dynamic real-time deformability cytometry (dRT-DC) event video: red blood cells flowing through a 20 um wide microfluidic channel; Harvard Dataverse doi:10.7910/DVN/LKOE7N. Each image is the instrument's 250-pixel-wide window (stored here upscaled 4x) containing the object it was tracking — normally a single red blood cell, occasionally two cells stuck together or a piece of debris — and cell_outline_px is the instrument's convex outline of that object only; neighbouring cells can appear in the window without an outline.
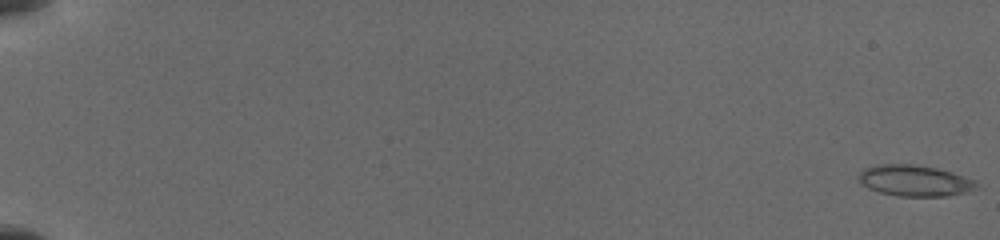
{"species": "common noctule bat (a hibernating species)", "species_latin": "Nyctalus noctula", "temperature_condition": "cold", "stored_images_in_passage": 11, "camera_frame_rate_fps": 3000, "um_per_image_px": 0.085, "animal": {"sex": "female", "body_mass_g": 19.5, "forearm_length_mm": 54.1}, "frame": {"image": 1, "passage_image": 1, "time_ms": 0.0, "image_size_px": [1000, 240], "cell_outline_px": [[980, 184], [964, 192], [948, 196], [896, 196], [880, 192], [868, 188], [860, 184], [860, 172], [864, 168], [876, 164], [912, 164], [936, 168], [952, 172], [976, 180]], "centroid_in_image_um": [77.72, 15.35], "position_along_channel_um": 7.3, "area_um2": 21.27}}
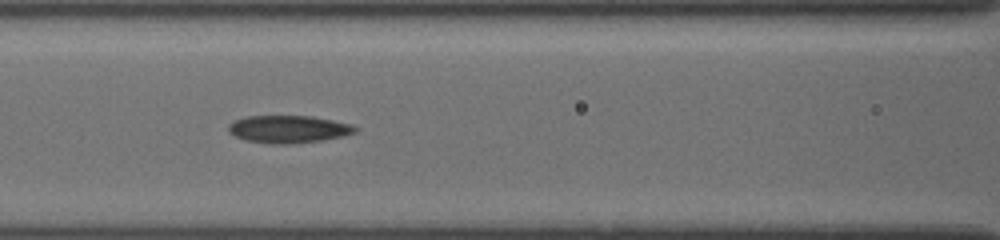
{"frame": {"image": 2, "passage_image": 10, "time_ms": 8.667, "image_size_px": [1000, 240], "cell_outline_px": [[356, 132], [344, 136], [320, 140], [292, 144], [268, 144], [248, 140], [236, 136], [228, 132], [228, 124], [236, 120], [248, 116], [312, 116], [352, 124], [356, 128]], "centroid_in_image_um": [24.52, 10.98], "position_along_channel_um": 142.1, "area_um2": 20.23}}
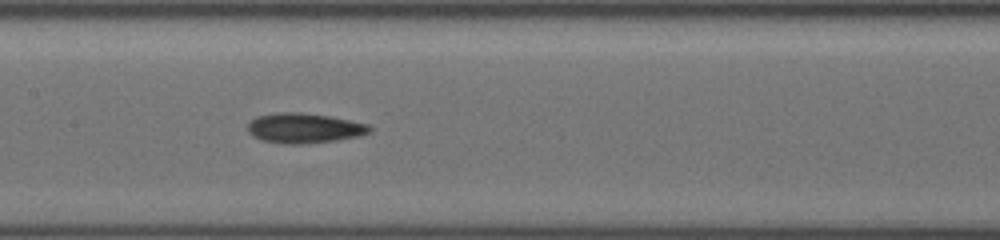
{"frame": {"image": 3, "passage_image": 11, "time_ms": 9.667, "image_size_px": [1000, 240], "cell_outline_px": [[372, 132], [360, 136], [336, 140], [300, 144], [284, 144], [260, 140], [252, 136], [248, 132], [248, 124], [256, 116], [276, 112], [300, 112], [328, 116], [372, 124]], "centroid_in_image_um": [25.88, 10.89], "position_along_channel_um": 181.5, "area_um2": 21.56}}